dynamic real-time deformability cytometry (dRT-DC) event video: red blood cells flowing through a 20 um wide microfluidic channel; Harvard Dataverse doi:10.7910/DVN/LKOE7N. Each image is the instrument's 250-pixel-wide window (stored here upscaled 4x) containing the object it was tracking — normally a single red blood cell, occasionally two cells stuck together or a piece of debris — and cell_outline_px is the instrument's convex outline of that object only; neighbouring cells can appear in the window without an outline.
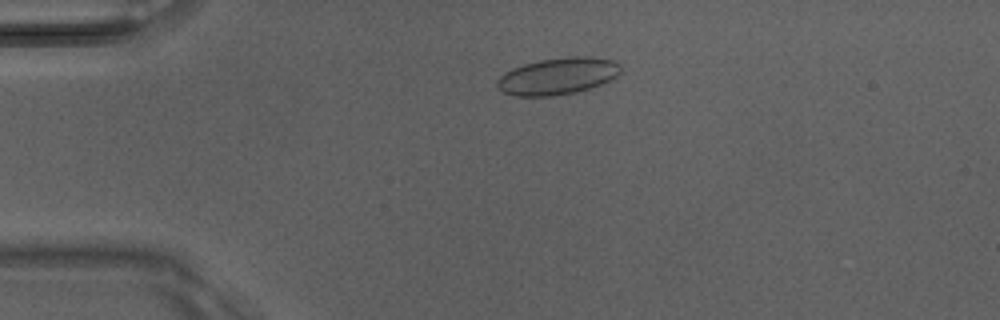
{"species": "Egyptian fruit bat (a non-hibernating species)", "species_latin": "Rousettus aegyptiacus", "temperature_condition": "room temperature", "stored_images_in_passage": 46, "camera_frame_rate_fps": 3000, "um_per_image_px": 0.085, "animal": {"sex": "male"}, "frame": {"image": 1, "passage_image": 10, "time_ms": 3.0, "image_size_px": [1000, 320], "cell_outline_px": [[620, 72], [616, 76], [600, 84], [576, 92], [552, 96], [516, 96], [504, 92], [496, 84], [496, 80], [504, 72], [512, 68], [524, 64], [540, 60], [568, 56], [592, 56], [616, 60], [620, 64]], "centroid_in_image_um": [47.41, 6.45], "position_along_channel_um": 37.6, "area_um2": 26.53}}
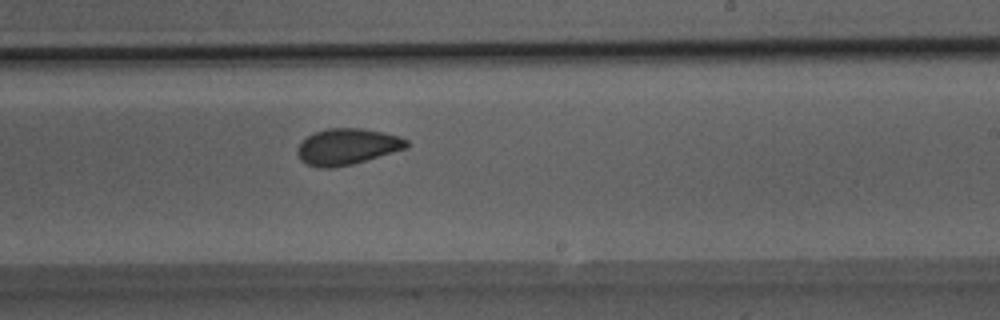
{"frame": {"image": 2, "passage_image": 29, "time_ms": 9.333, "image_size_px": [1000, 320], "cell_outline_px": [[408, 148], [352, 164], [332, 168], [320, 168], [308, 164], [300, 160], [296, 152], [300, 144], [308, 136], [316, 132], [328, 128], [360, 128], [384, 132], [400, 136], [408, 140]], "centroid_in_image_um": [29.53, 12.46], "position_along_channel_um": 259.5, "area_um2": 22.95}}
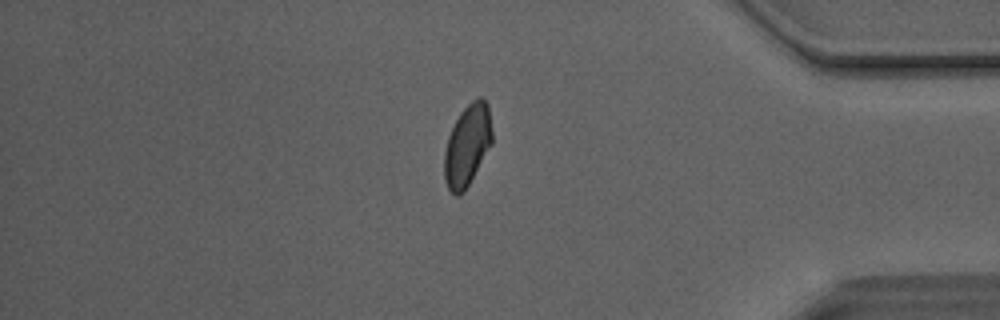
{"frame": {"image": 3, "passage_image": 41, "time_ms": 13.333, "image_size_px": [1000, 320], "cell_outline_px": [[492, 144], [464, 192], [460, 196], [456, 196], [448, 188], [444, 180], [444, 152], [448, 136], [460, 112], [472, 100], [480, 96], [484, 96], [488, 104], [492, 132]], "centroid_in_image_um": [39.72, 12.34], "position_along_channel_um": 395.5, "area_um2": 22.83}, "authors_computed_cell_mechanics": {"area_um2": 23.1778, "velocity_mm_per_s": 4.1111, "shape_relaxation_time_tau1_ms": 3.9755, "shape_relaxation_time_tau2_ms": 1.0767, "deformation_change_tau1": 0.0892, "deformation_change_tau2": 0.0561}}